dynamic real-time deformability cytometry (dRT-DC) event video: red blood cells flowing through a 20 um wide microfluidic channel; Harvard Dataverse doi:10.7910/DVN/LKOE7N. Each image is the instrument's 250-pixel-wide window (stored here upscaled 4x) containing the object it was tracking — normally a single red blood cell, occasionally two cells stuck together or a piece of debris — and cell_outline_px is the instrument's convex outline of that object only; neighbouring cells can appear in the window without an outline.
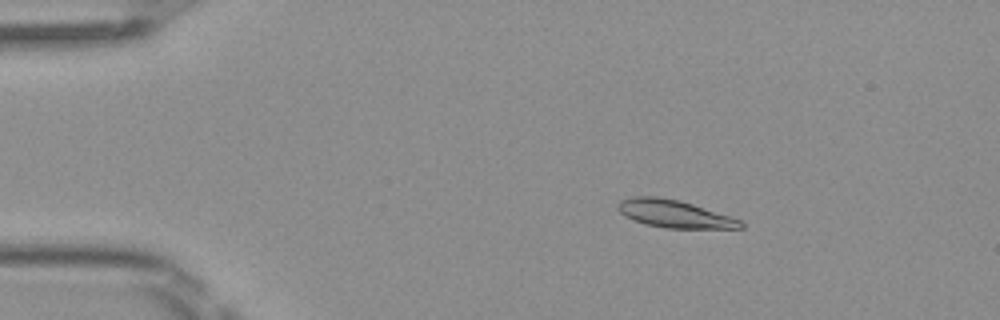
{"species": "Egyptian fruit bat (a non-hibernating species)", "species_latin": "Rousettus aegyptiacus", "temperature_condition": "room temperature", "stored_images_in_passage": 50, "camera_frame_rate_fps": 3000, "um_per_image_px": 0.085, "frame": {"image": 1, "passage_image": 9, "time_ms": 2.667, "image_size_px": [1000, 320], "cell_outline_px": [[744, 228], [664, 228], [644, 224], [632, 220], [624, 216], [616, 208], [616, 204], [620, 200], [632, 196], [656, 196], [680, 200], [740, 220], [744, 224]], "centroid_in_image_um": [57.23, 18.17], "position_along_channel_um": 27.8, "area_um2": 19.77}}
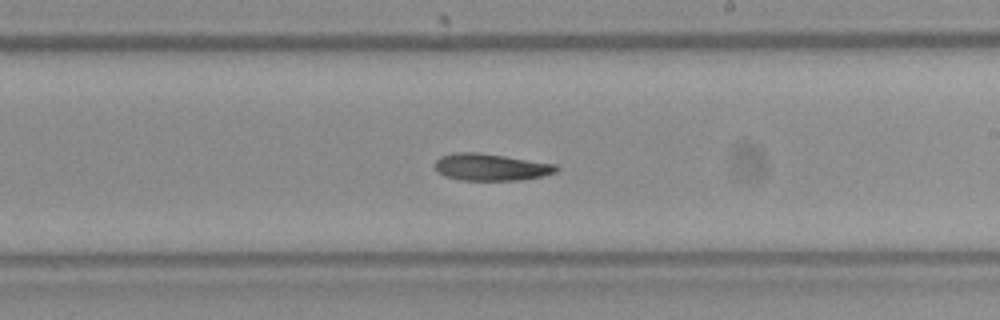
{"frame": {"image": 2, "passage_image": 30, "time_ms": 9.667, "image_size_px": [1000, 320], "cell_outline_px": [[560, 168], [556, 172], [540, 176], [520, 180], [460, 180], [444, 176], [436, 172], [436, 160], [440, 156], [452, 152], [480, 152], [556, 164]], "centroid_in_image_um": [41.69, 14.2], "position_along_channel_um": 247.3, "area_um2": 19.19}}
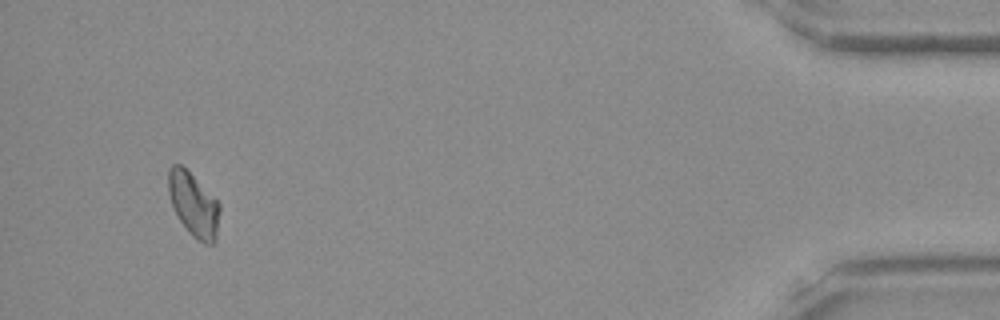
{"frame": {"image": 3, "passage_image": 48, "time_ms": 15.667, "image_size_px": [1000, 320], "cell_outline_px": [[220, 212], [216, 244], [204, 244], [196, 240], [188, 232], [180, 220], [172, 204], [168, 192], [168, 168], [172, 164], [180, 164], [220, 204]], "centroid_in_image_um": [16.46, 17.45], "position_along_channel_um": 418.7, "area_um2": 18.96}, "authors_computed_cell_mechanics": {"area_um2": 19.3919, "velocity_mm_per_s": 4.0667, "shape_relaxation_time_tau1_ms": null, "shape_relaxation_time_tau2_ms": 3.4974, "deformation_change_tau1": null, "deformation_change_tau2": 0.0879}}